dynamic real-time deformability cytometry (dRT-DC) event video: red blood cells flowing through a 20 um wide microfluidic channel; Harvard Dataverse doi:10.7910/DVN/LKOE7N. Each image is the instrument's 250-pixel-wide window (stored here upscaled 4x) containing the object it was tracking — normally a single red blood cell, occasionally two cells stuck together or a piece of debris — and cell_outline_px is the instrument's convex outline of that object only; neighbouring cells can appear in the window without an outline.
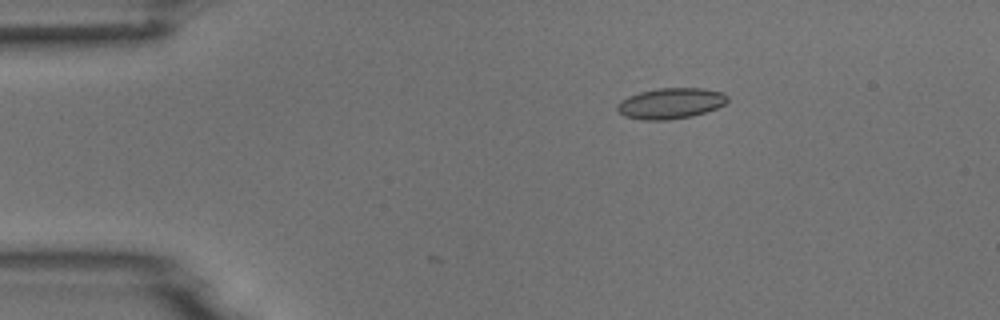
{"species": "common noctule bat (a hibernating species)", "species_latin": "Nyctalus noctula", "temperature_condition": "room temperature", "stored_images_in_passage": 9, "camera_frame_rate_fps": 3000, "um_per_image_px": 0.085, "animal": {"sex": "male", "body_mass_g": 18.8}, "frame": {"image": 1, "passage_image": 3, "time_ms": 2.333, "image_size_px": [1000, 320], "cell_outline_px": [[728, 100], [724, 104], [716, 108], [692, 116], [668, 120], [644, 120], [624, 116], [616, 112], [616, 104], [620, 100], [628, 96], [640, 92], [656, 88], [704, 88], [724, 92], [728, 96]], "centroid_in_image_um": [56.97, 8.78], "position_along_channel_um": 28.0, "area_um2": 20.0}}
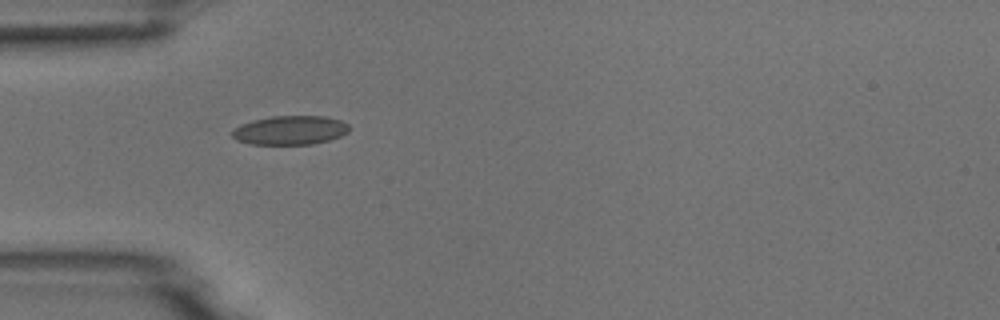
{"frame": {"image": 2, "passage_image": 5, "time_ms": 4.667, "image_size_px": [1000, 320], "cell_outline_px": [[348, 132], [340, 136], [328, 140], [312, 144], [248, 144], [236, 140], [232, 136], [232, 132], [240, 124], [272, 116], [324, 116], [340, 120], [348, 124]], "centroid_in_image_um": [24.66, 11.07], "position_along_channel_um": 60.3, "area_um2": 19.59}}